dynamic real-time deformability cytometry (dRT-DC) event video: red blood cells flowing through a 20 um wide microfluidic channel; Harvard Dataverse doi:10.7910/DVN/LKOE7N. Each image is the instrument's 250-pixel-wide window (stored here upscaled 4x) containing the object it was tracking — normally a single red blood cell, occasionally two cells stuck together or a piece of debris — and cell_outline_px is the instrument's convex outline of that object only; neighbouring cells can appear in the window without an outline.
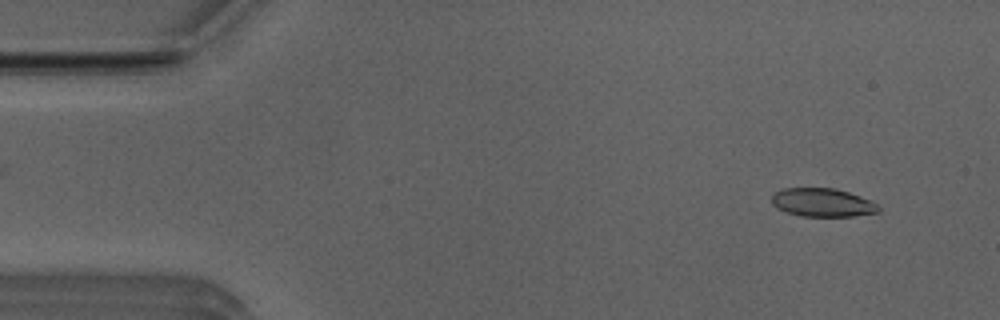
{"species": "Egyptian fruit bat (a non-hibernating species)", "species_latin": "Rousettus aegyptiacus", "temperature_condition": "room temperature", "stored_images_in_passage": 51, "camera_frame_rate_fps": 3000, "um_per_image_px": 0.085, "animal": {"sex": "male"}, "frame": {"image": 1, "passage_image": 3, "time_ms": 0.667, "image_size_px": [1000, 320], "cell_outline_px": [[880, 212], [852, 216], [800, 216], [776, 208], [772, 204], [772, 192], [784, 188], [836, 188], [872, 200], [880, 208]], "centroid_in_image_um": [69.9, 17.21], "position_along_channel_um": 15.1, "area_um2": 17.8}}
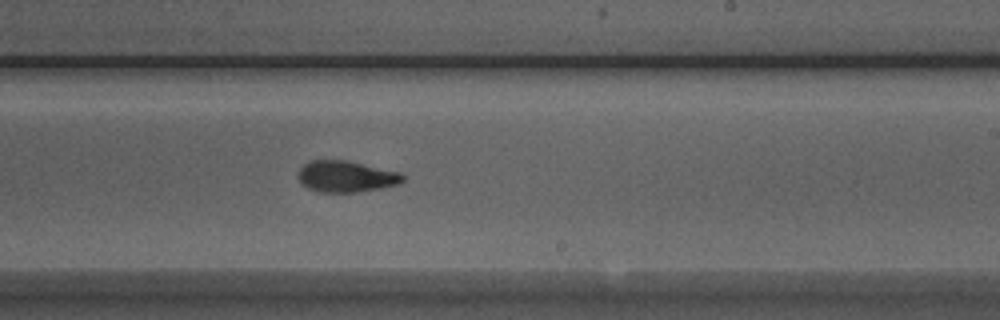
{"frame": {"image": 2, "passage_image": 29, "time_ms": 9.333, "image_size_px": [1000, 320], "cell_outline_px": [[404, 180], [400, 184], [380, 188], [356, 192], [320, 192], [308, 188], [296, 176], [300, 168], [308, 160], [344, 160], [400, 172], [404, 176]], "centroid_in_image_um": [29.41, 15.0], "position_along_channel_um": 259.6, "area_um2": 19.02}}
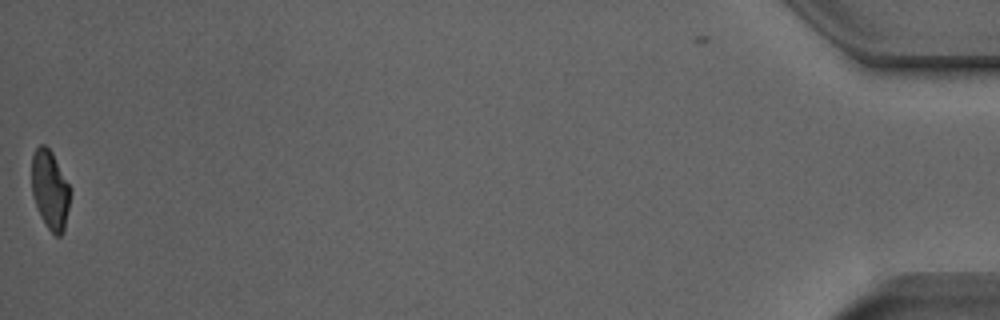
{"frame": {"image": 3, "passage_image": 50, "time_ms": 16.333, "image_size_px": [1000, 320], "cell_outline_px": [[72, 188], [64, 232], [60, 236], [56, 236], [48, 228], [40, 216], [32, 192], [32, 156], [36, 148], [40, 144], [44, 144], [52, 152]], "centroid_in_image_um": [4.28, 16.13], "position_along_channel_um": 430.9, "area_um2": 17.86}, "authors_computed_cell_mechanics": {"area_um2": 19.0162, "velocity_mm_per_s": 3.9699, "shape_relaxation_time_tau1_ms": 4.391, "shape_relaxation_time_tau2_ms": 2.2834, "deformation_change_tau1": 0.1469, "deformation_change_tau2": 0.0935}}